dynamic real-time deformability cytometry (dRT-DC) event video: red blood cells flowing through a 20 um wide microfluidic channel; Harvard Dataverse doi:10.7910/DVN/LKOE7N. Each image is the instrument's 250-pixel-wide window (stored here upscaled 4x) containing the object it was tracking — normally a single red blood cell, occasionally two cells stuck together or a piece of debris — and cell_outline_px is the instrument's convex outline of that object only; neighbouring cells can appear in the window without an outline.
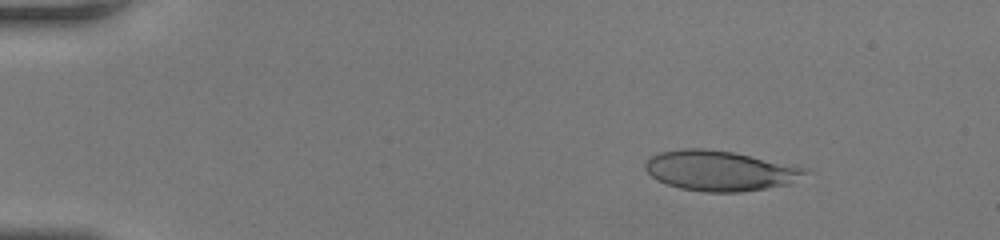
{"species": "human", "species_latin": "Homo sapiens", "temperature_condition": "room temperature", "stored_images_in_passage": 49, "camera_frame_rate_fps": 3000, "um_per_image_px": 0.085, "donor": {"sex": "female"}, "frame": {"image": 1, "passage_image": 6, "time_ms": 1.667, "image_size_px": [1000, 240], "cell_outline_px": [[812, 172], [788, 184], [740, 192], [704, 192], [680, 188], [656, 180], [644, 168], [644, 164], [652, 156], [660, 152], [680, 148], [704, 148], [732, 152], [808, 168]], "centroid_in_image_um": [61.19, 14.51], "position_along_channel_um": 23.8, "area_um2": 37.34}}
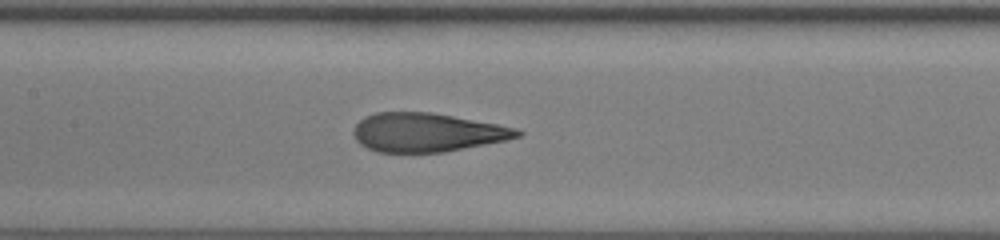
{"frame": {"image": 2, "passage_image": 24, "time_ms": 7.667, "image_size_px": [1000, 240], "cell_outline_px": [[524, 132], [520, 136], [508, 140], [444, 152], [376, 152], [360, 144], [356, 140], [352, 132], [356, 124], [364, 116], [376, 112], [432, 112], [496, 124], [516, 128]], "centroid_in_image_um": [36.28, 11.25], "position_along_channel_um": 171.1, "area_um2": 37.05}}
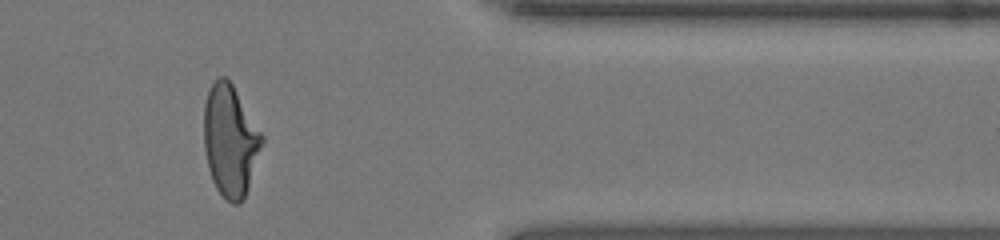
{"frame": {"image": 3, "passage_image": 41, "time_ms": 13.333, "image_size_px": [1000, 240], "cell_outline_px": [[264, 144], [244, 200], [236, 204], [232, 204], [216, 188], [212, 180], [208, 168], [204, 148], [204, 104], [208, 92], [212, 84], [220, 76], [224, 76], [232, 84], [264, 136]], "centroid_in_image_um": [19.59, 11.97], "position_along_channel_um": 391.8, "area_um2": 37.74}, "authors_computed_cell_mechanics": {"area_um2": 37.57, "velocity_mm_per_s": 4.1989, "shape_relaxation_time_tau1_ms": 7.0258, "shape_relaxation_time_tau2_ms": 0.6931, "deformation_change_tau1": 0.3049, "deformation_change_tau2": 0.0809}}